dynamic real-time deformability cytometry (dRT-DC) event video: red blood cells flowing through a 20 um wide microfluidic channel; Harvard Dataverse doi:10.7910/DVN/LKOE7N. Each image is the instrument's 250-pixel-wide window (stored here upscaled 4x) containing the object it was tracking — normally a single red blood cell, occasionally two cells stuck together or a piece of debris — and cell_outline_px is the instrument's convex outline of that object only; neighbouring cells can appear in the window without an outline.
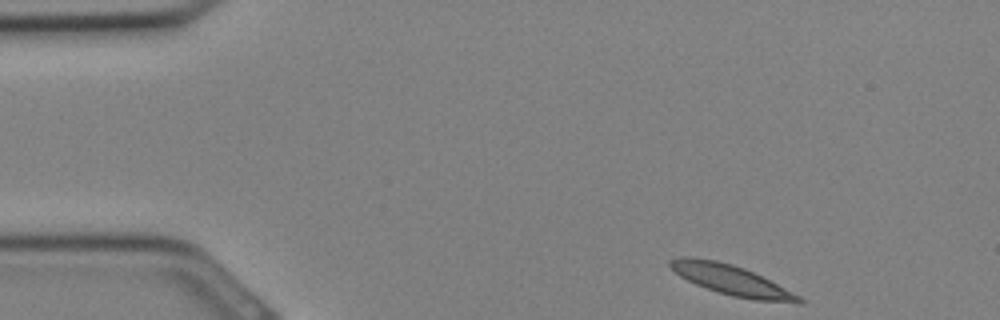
{"species": "Egyptian fruit bat (a non-hibernating species)", "species_latin": "Rousettus aegyptiacus", "temperature_condition": "cold", "stored_images_in_passage": 29, "camera_frame_rate_fps": 3000, "um_per_image_px": 0.085, "animal": {"sex": "female"}, "frame": {"image": 1, "passage_image": 1, "time_ms": 0.0, "image_size_px": [1000, 320], "cell_outline_px": [[804, 304], [800, 304], [756, 300], [732, 296], [696, 284], [680, 276], [668, 264], [668, 260], [676, 256], [692, 256], [716, 260], [732, 264], [744, 268], [800, 296], [804, 300]], "centroid_in_image_um": [62.14, 23.79], "position_along_channel_um": 22.9, "area_um2": 22.37}}
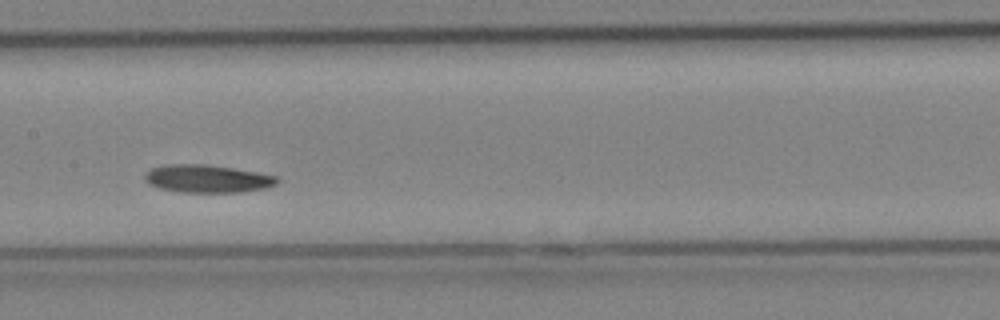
{"frame": {"image": 2, "passage_image": 13, "time_ms": 4.0, "image_size_px": [1000, 320], "cell_outline_px": [[280, 180], [276, 184], [264, 188], [240, 192], [180, 192], [160, 188], [148, 184], [144, 180], [144, 176], [152, 168], [168, 164], [208, 164], [256, 172], [276, 176]], "centroid_in_image_um": [17.6, 15.19], "position_along_channel_um": 189.8, "area_um2": 21.33}}
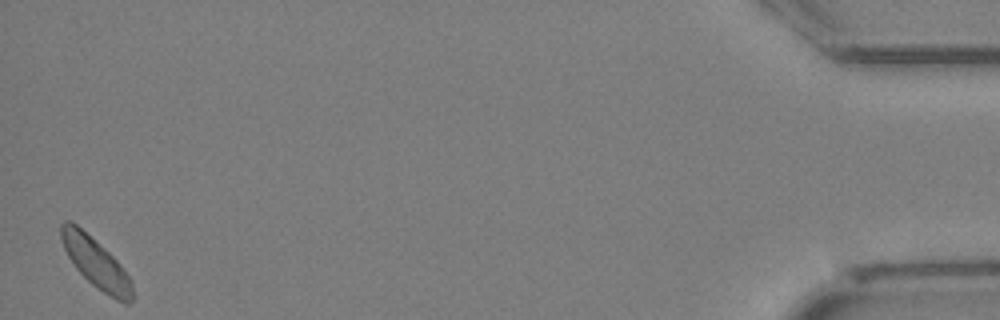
{"frame": {"image": 3, "passage_image": 29, "time_ms": 9.333, "image_size_px": [1000, 320], "cell_outline_px": [[132, 300], [128, 304], [124, 304], [116, 300], [92, 284], [76, 268], [68, 256], [64, 248], [60, 236], [60, 224], [64, 220], [72, 220], [104, 248], [120, 264], [132, 280]], "centroid_in_image_um": [8.14, 22.33], "position_along_channel_um": 427.1, "area_um2": 20.52}}